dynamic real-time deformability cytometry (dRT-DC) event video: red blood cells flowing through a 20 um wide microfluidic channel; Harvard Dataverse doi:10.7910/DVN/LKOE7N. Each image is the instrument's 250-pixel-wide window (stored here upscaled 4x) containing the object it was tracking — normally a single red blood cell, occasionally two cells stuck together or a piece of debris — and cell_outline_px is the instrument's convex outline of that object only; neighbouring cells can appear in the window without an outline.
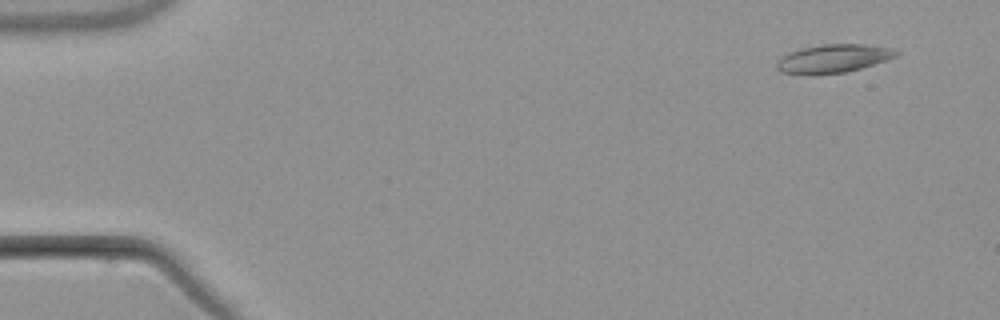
{"species": "common noctule bat (a hibernating species)", "species_latin": "Nyctalus noctula", "temperature_condition": "warm", "stored_images_in_passage": 4, "camera_frame_rate_fps": 3000, "um_per_image_px": 0.085, "animal": {"sex": "male", "body_mass_g": 21.5, "forearm_length_mm": 52.0}, "frame": {"image": 1, "passage_image": 1, "time_ms": 0.0, "image_size_px": [1000, 320], "cell_outline_px": [[900, 52], [896, 56], [860, 68], [844, 72], [780, 72], [776, 68], [776, 60], [788, 52], [800, 48], [820, 44], [864, 44], [892, 48]], "centroid_in_image_um": [70.82, 4.92], "position_along_channel_um": 14.2, "area_um2": 19.07}}
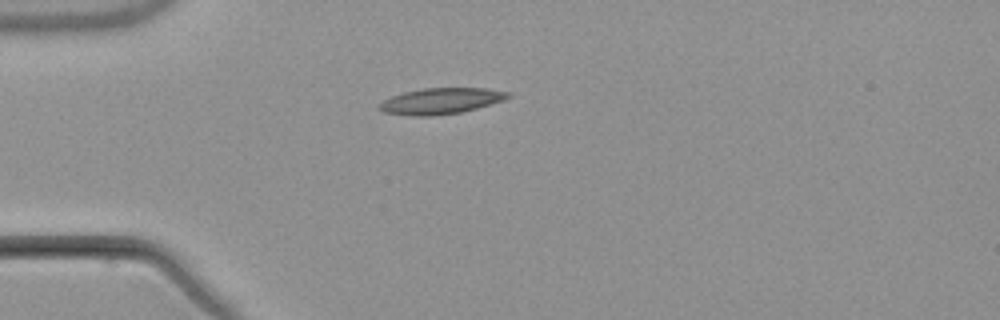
{"frame": {"image": 2, "passage_image": 4, "time_ms": 3.667, "image_size_px": [1000, 320], "cell_outline_px": [[512, 96], [504, 100], [476, 108], [460, 112], [432, 116], [416, 116], [384, 112], [376, 108], [384, 100], [392, 96], [404, 92], [424, 88], [484, 88], [512, 92]], "centroid_in_image_um": [37.5, 8.58], "position_along_channel_um": 47.5, "area_um2": 19.42}}